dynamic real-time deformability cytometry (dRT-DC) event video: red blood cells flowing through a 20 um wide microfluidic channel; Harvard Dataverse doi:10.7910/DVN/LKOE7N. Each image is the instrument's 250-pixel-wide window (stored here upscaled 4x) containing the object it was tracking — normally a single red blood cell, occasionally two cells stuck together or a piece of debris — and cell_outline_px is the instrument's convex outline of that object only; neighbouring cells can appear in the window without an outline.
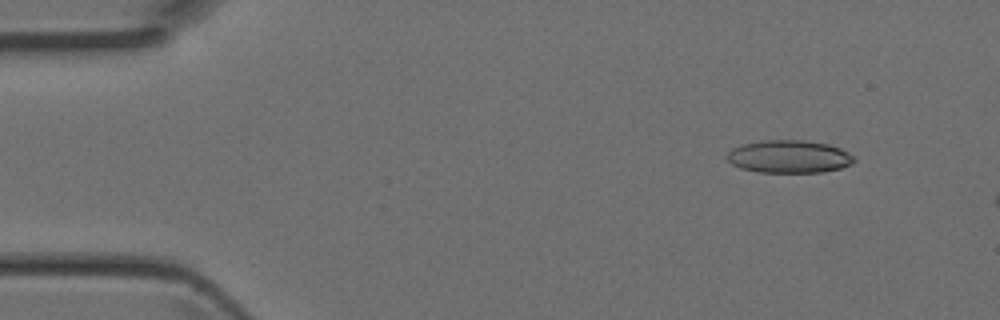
{"species": "Egyptian fruit bat (a non-hibernating species)", "species_latin": "Rousettus aegyptiacus", "temperature_condition": "room temperature", "stored_images_in_passage": 4, "camera_frame_rate_fps": 3000, "um_per_image_px": 0.085, "animal": {"sex": "female"}, "frame": {"image": 1, "passage_image": 2, "time_ms": 0.333, "image_size_px": [1000, 320], "cell_outline_px": [[856, 160], [852, 164], [840, 168], [824, 172], [756, 172], [740, 168], [732, 164], [728, 160], [728, 152], [732, 148], [740, 144], [764, 140], [804, 140], [828, 144], [840, 148], [856, 156]], "centroid_in_image_um": [67.09, 13.31], "position_along_channel_um": 17.9, "area_um2": 24.45}}